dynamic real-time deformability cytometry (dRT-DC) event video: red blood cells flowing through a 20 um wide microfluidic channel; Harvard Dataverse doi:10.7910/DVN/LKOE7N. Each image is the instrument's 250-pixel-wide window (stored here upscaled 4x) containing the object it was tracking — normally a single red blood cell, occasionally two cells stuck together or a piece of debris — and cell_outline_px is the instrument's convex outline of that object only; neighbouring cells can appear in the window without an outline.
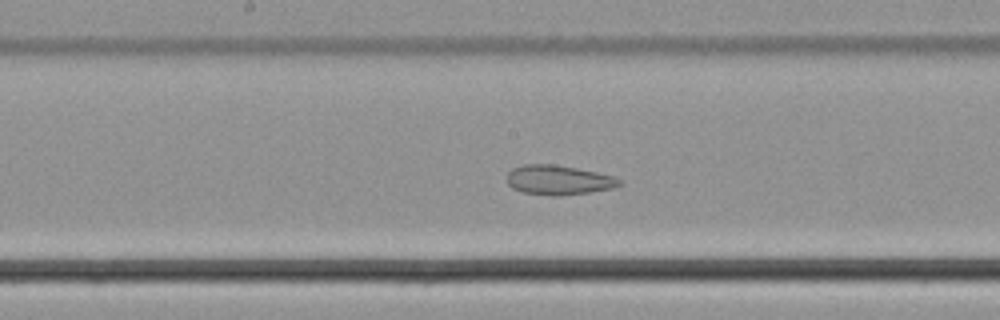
{"species": "common noctule bat (a hibernating species)", "species_latin": "Nyctalus noctula", "temperature_condition": "cold", "stored_images_in_passage": 52, "camera_frame_rate_fps": 3000, "um_per_image_px": 0.085, "animal": {"sex": "male", "body_mass_g": 21.5, "forearm_length_mm": 52.0}, "frame": {"image": 1, "passage_image": 26, "time_ms": 8.333, "image_size_px": [1000, 320], "cell_outline_px": [[624, 184], [612, 188], [588, 192], [560, 196], [552, 196], [524, 192], [512, 188], [508, 184], [508, 172], [512, 168], [524, 164], [552, 164], [576, 168], [596, 172], [612, 176], [620, 180]], "centroid_in_image_um": [47.46, 15.3], "position_along_channel_um": 200.7, "area_um2": 19.25}}
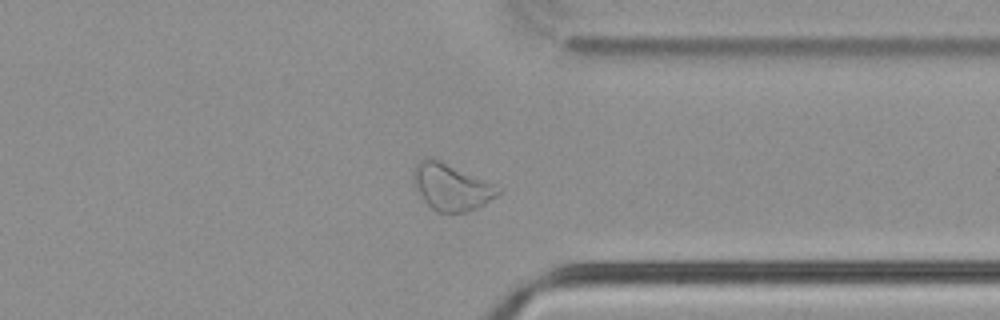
{"frame": {"image": 2, "passage_image": 40, "time_ms": 13.0, "image_size_px": [1000, 320], "cell_outline_px": [[504, 192], [484, 204], [476, 208], [464, 212], [436, 212], [424, 200], [416, 188], [412, 180], [412, 172], [416, 164], [420, 160], [436, 160], [504, 188]], "centroid_in_image_um": [38.39, 15.93], "position_along_channel_um": 373.0, "area_um2": 22.48}}
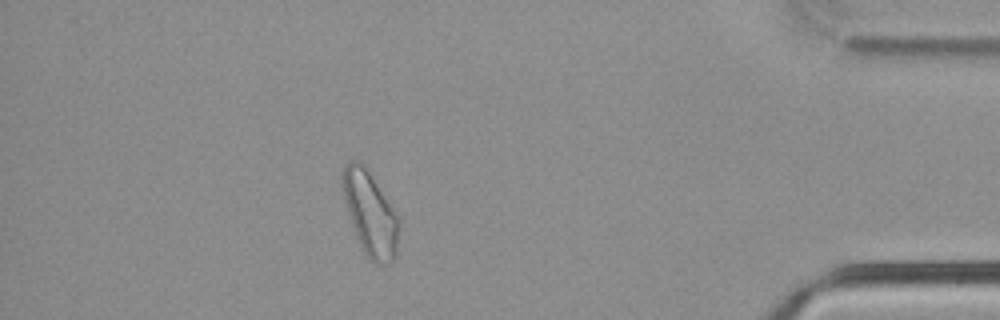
{"frame": {"image": 3, "passage_image": 46, "time_ms": 15.0, "image_size_px": [1000, 320], "cell_outline_px": [[400, 224], [396, 256], [388, 264], [372, 264], [368, 260], [360, 244], [352, 224], [344, 200], [340, 184], [340, 172], [344, 164], [348, 160], [360, 160], [368, 168], [396, 212], [400, 220]], "centroid_in_image_um": [31.45, 18.1], "position_along_channel_um": 403.7, "area_um2": 28.38}, "authors_computed_cell_mechanics": {"area_um2": 25.6632, "velocity_mm_per_s": 3.7261, "shape_relaxation_time_tau1_ms": null, "shape_relaxation_time_tau2_ms": 2.1149, "deformation_change_tau1": null, "deformation_change_tau2": 0.0886}}